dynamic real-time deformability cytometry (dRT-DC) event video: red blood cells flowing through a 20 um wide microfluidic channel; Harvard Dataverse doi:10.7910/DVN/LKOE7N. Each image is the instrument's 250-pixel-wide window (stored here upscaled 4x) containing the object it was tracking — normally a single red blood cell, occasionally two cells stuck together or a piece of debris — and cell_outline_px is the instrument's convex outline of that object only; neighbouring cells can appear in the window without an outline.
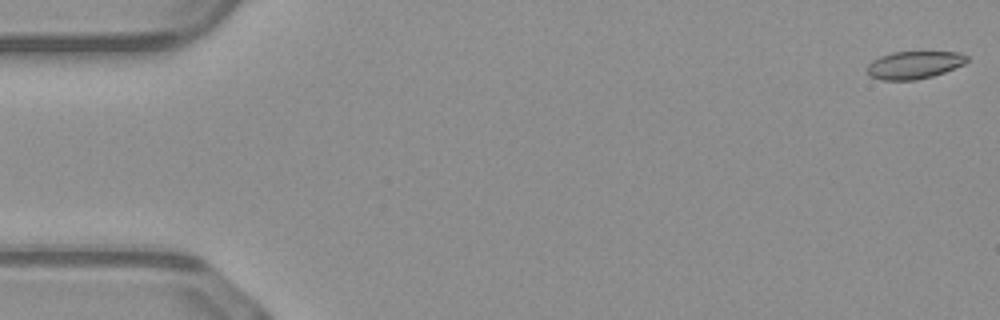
{"species": "common noctule bat (a hibernating species)", "species_latin": "Nyctalus noctula", "temperature_condition": "warm", "stored_images_in_passage": 51, "camera_frame_rate_fps": 3000, "um_per_image_px": 0.085, "animal": {"sex": "male", "body_mass_g": 23.1, "forearm_length_mm": 52.7}, "frame": {"image": 1, "passage_image": 1, "time_ms": 0.0, "image_size_px": [1000, 320], "cell_outline_px": [[968, 60], [964, 64], [944, 72], [932, 76], [916, 80], [884, 80], [868, 76], [868, 64], [872, 60], [880, 56], [892, 52], [960, 52], [968, 56]], "centroid_in_image_um": [77.7, 5.52], "position_along_channel_um": 7.3, "area_um2": 16.07}}
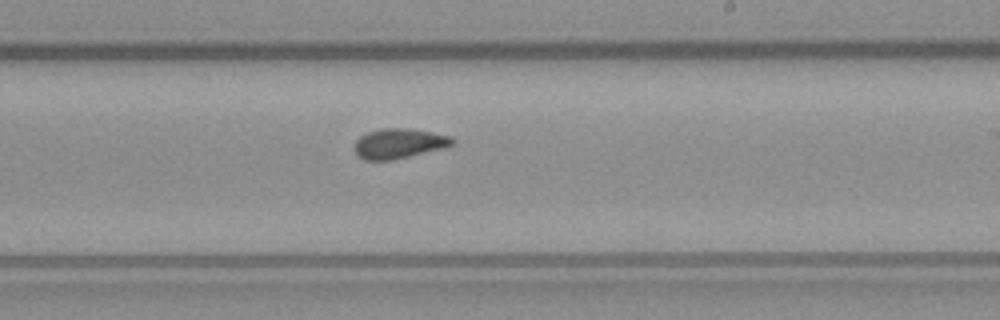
{"frame": {"image": 2, "passage_image": 30, "time_ms": 9.667, "image_size_px": [1000, 320], "cell_outline_px": [[456, 140], [452, 144], [444, 148], [392, 160], [364, 160], [356, 156], [352, 148], [356, 140], [360, 136], [368, 132], [384, 128], [408, 128], [432, 132], [452, 136]], "centroid_in_image_um": [33.88, 12.2], "position_along_channel_um": 255.1, "area_um2": 17.28}}
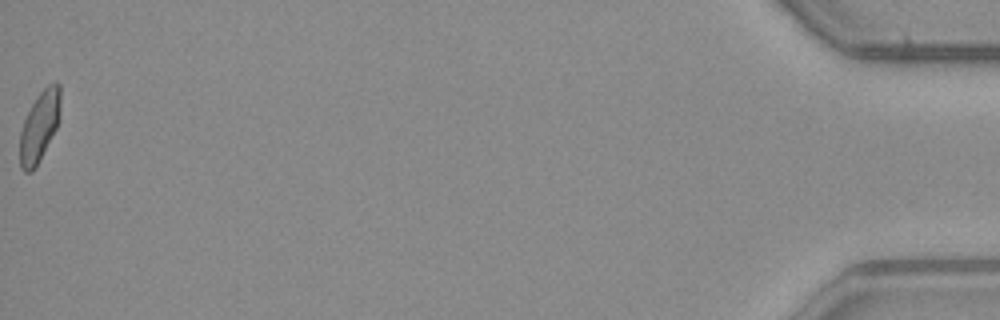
{"frame": {"image": 3, "passage_image": 51, "time_ms": 16.667, "image_size_px": [1000, 320], "cell_outline_px": [[60, 116], [56, 128], [36, 168], [32, 172], [24, 172], [20, 168], [20, 132], [24, 120], [32, 104], [40, 92], [48, 84], [56, 80], [60, 84]], "centroid_in_image_um": [3.36, 10.74], "position_along_channel_um": 431.8, "area_um2": 16.7}, "authors_computed_cell_mechanics": {"area_um2": 16.8198, "velocity_mm_per_s": 4.0923, "shape_relaxation_time_tau1_ms": 8.7167, "shape_relaxation_time_tau2_ms": 1.4499, "deformation_change_tau1": 0.2082, "deformation_change_tau2": 0.0636}}